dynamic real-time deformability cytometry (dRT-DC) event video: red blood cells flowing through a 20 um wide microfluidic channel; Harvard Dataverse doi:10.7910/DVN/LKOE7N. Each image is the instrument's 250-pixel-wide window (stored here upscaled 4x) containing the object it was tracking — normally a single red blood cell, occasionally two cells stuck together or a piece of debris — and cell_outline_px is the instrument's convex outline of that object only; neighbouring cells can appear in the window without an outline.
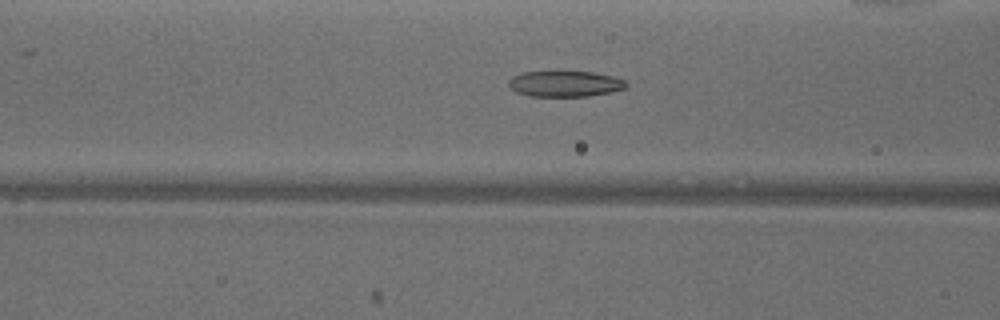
{"species": "common noctule bat (a hibernating species)", "species_latin": "Nyctalus noctula", "temperature_condition": "warm", "stored_images_in_passage": 51, "camera_frame_rate_fps": 3000, "um_per_image_px": 0.085, "animal": {"sex": "male", "body_mass_g": 18.8}, "frame": {"image": 1, "passage_image": 19, "time_ms": 6.0, "image_size_px": [1000, 320], "cell_outline_px": [[628, 84], [624, 88], [612, 92], [588, 96], [528, 96], [516, 92], [508, 84], [508, 80], [512, 76], [524, 72], [592, 72], [616, 76], [624, 80]], "centroid_in_image_um": [48.04, 7.12], "position_along_channel_um": 118.6, "area_um2": 17.69}}
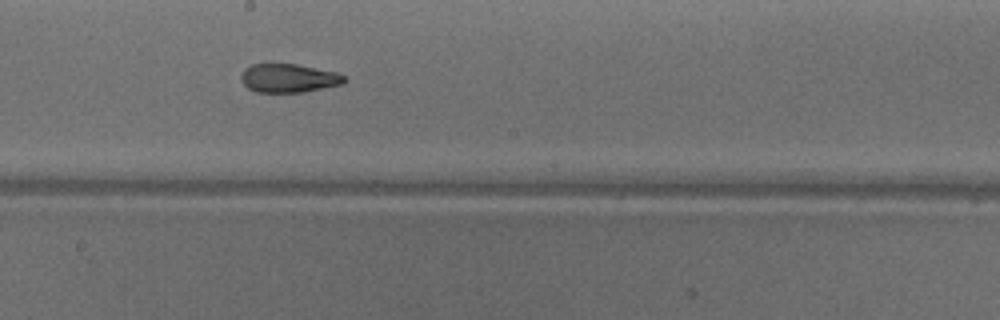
{"frame": {"image": 2, "passage_image": 27, "time_ms": 8.667, "image_size_px": [1000, 320], "cell_outline_px": [[344, 84], [304, 92], [256, 92], [248, 88], [240, 80], [240, 76], [244, 68], [252, 64], [272, 60], [296, 64], [336, 72], [344, 76]], "centroid_in_image_um": [24.46, 6.6], "position_along_channel_um": 223.7, "area_um2": 17.86}}
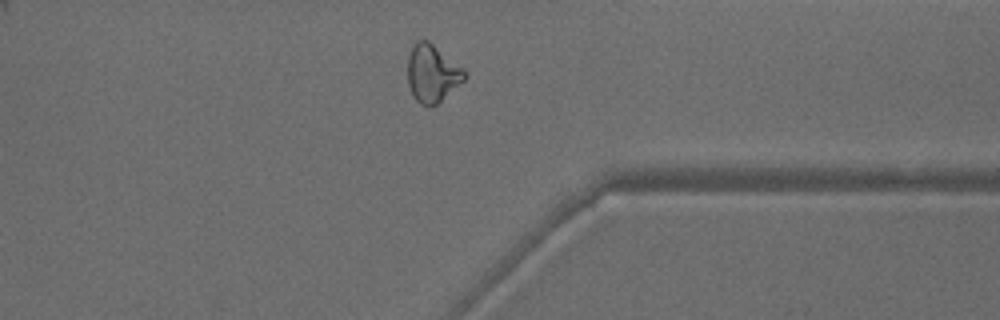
{"frame": {"image": 3, "passage_image": 39, "time_ms": 12.667, "image_size_px": [1000, 320], "cell_outline_px": [[468, 76], [464, 80], [436, 104], [428, 108], [420, 104], [416, 100], [408, 84], [408, 56], [416, 40], [428, 40], [464, 68]], "centroid_in_image_um": [36.75, 6.23], "position_along_channel_um": 374.7, "area_um2": 19.02}, "authors_computed_cell_mechanics": {"area_um2": 19.5942, "velocity_mm_per_s": 3.9383, "shape_relaxation_time_tau1_ms": null, "shape_relaxation_time_tau2_ms": 2.5456, "deformation_change_tau1": null, "deformation_change_tau2": 0.109}}